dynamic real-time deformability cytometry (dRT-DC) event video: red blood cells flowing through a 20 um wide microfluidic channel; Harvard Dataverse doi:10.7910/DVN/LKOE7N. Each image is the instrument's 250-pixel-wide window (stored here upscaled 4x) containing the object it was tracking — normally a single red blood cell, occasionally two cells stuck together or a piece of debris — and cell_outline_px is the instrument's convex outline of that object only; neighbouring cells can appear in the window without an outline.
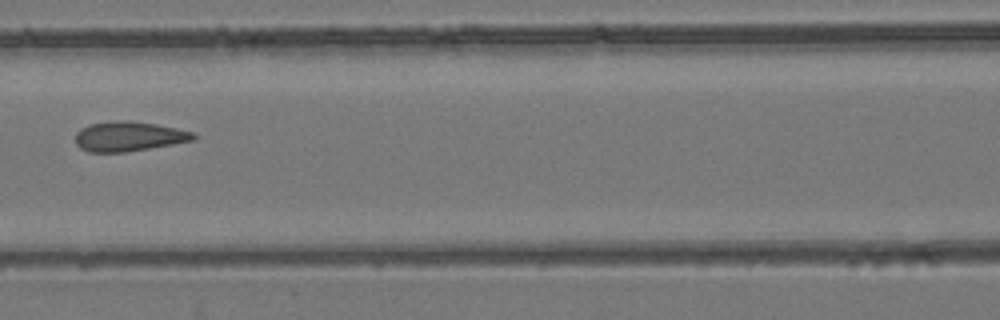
{"species": "common noctule bat (a hibernating species)", "species_latin": "Nyctalus noctula", "temperature_condition": "room temperature", "stored_images_in_passage": 7, "camera_frame_rate_fps": 3000, "um_per_image_px": 0.085, "animal": {"sex": "female", "body_mass_g": 24.6, "forearm_length_mm": 56.2}, "frame": {"image": 1, "passage_image": 7, "time_ms": 7.0, "image_size_px": [1000, 320], "cell_outline_px": [[196, 136], [192, 140], [172, 144], [124, 152], [88, 152], [80, 148], [76, 144], [76, 132], [80, 128], [88, 124], [112, 120], [132, 120], [156, 124], [176, 128], [192, 132]], "centroid_in_image_um": [10.88, 11.57], "position_along_channel_um": 155.7, "area_um2": 20.46}}